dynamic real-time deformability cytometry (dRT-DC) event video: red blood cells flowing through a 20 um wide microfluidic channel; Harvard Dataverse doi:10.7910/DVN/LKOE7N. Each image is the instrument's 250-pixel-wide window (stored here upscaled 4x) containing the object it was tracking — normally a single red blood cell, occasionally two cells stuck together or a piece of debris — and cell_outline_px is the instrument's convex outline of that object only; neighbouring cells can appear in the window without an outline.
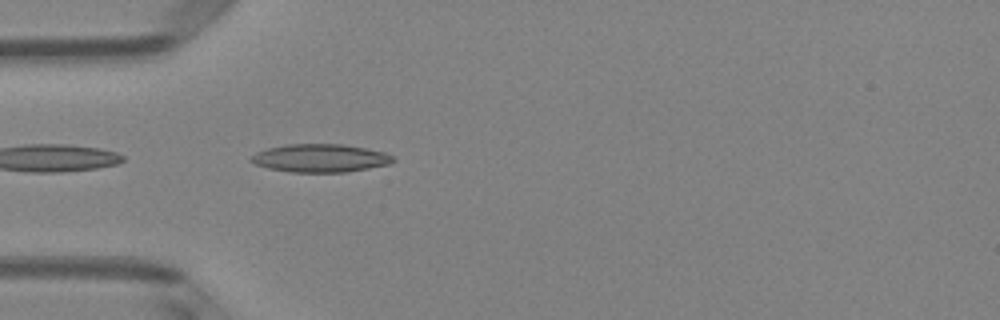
{"species": "Egyptian fruit bat (a non-hibernating species)", "species_latin": "Rousettus aegyptiacus", "temperature_condition": "room temperature", "stored_images_in_passage": 9, "camera_frame_rate_fps": 3000, "um_per_image_px": 0.085, "animal": {"sex": "female"}, "frame": {"image": 1, "passage_image": 1, "time_ms": 0.0, "image_size_px": [1000, 320], "cell_outline_px": [[396, 160], [388, 164], [368, 168], [344, 172], [288, 172], [268, 168], [256, 164], [248, 160], [256, 152], [268, 148], [288, 144], [344, 144], [384, 152], [392, 156]], "centroid_in_image_um": [27.2, 13.44], "position_along_channel_um": 57.8, "area_um2": 23.12}}
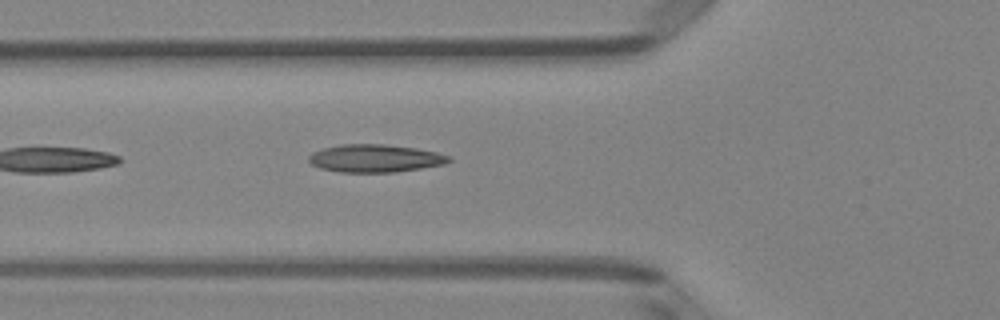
{"frame": {"image": 2, "passage_image": 4, "time_ms": 1.0, "image_size_px": [1000, 320], "cell_outline_px": [[452, 160], [444, 164], [396, 172], [340, 172], [320, 168], [312, 164], [308, 160], [308, 156], [312, 152], [324, 148], [340, 144], [384, 144], [416, 148], [436, 152], [452, 156]], "centroid_in_image_um": [31.89, 13.45], "position_along_channel_um": 93.9, "area_um2": 22.72}}